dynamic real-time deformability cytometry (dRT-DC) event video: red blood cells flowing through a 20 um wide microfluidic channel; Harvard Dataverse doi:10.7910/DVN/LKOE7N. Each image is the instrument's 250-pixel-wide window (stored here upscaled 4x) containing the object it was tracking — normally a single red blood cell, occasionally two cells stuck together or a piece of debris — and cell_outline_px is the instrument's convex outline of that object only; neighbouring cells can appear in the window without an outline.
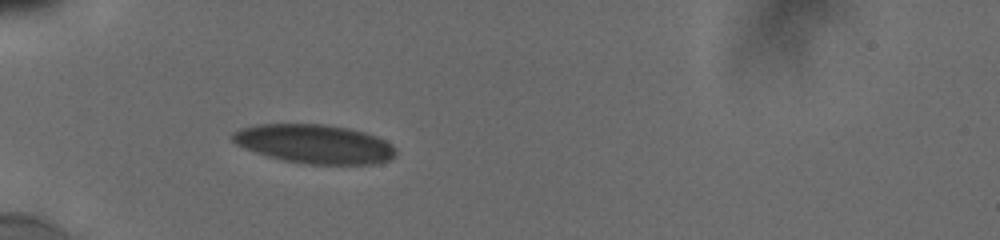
{"species": "human", "species_latin": "Homo sapiens", "temperature_condition": "cold", "stored_images_in_passage": 25, "camera_frame_rate_fps": 3000, "um_per_image_px": 0.085, "donor": {"sex": "male"}, "frame": {"image": 1, "passage_image": 1, "time_ms": 0.0, "image_size_px": [1000, 240], "cell_outline_px": [[396, 156], [388, 160], [372, 164], [312, 164], [284, 160], [268, 156], [244, 148], [236, 144], [232, 140], [232, 132], [240, 128], [260, 124], [324, 124], [348, 128], [364, 132], [376, 136], [392, 144], [396, 148]], "centroid_in_image_um": [26.74, 12.23], "position_along_channel_um": 58.3, "area_um2": 36.93}}
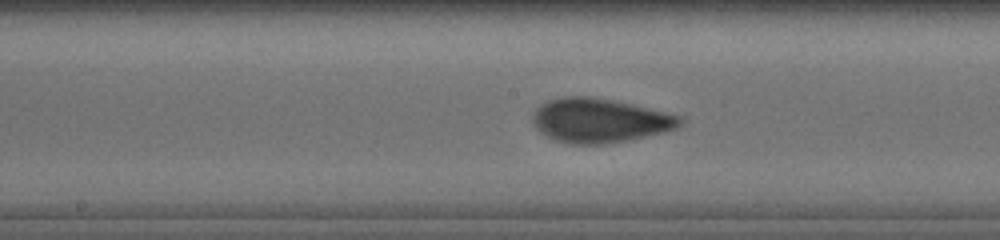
{"frame": {"image": 2, "passage_image": 9, "time_ms": 4.0, "image_size_px": [1000, 240], "cell_outline_px": [[684, 124], [676, 128], [664, 132], [628, 140], [608, 144], [568, 144], [556, 140], [540, 132], [536, 128], [532, 120], [532, 116], [536, 108], [540, 104], [548, 100], [564, 96], [592, 96], [612, 100], [684, 116]], "centroid_in_image_um": [50.98, 10.24], "position_along_channel_um": 197.2, "area_um2": 38.15}}
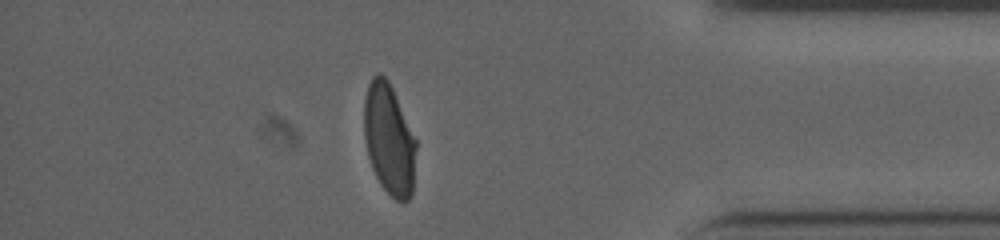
{"frame": {"image": 3, "passage_image": 20, "time_ms": 10.0, "image_size_px": [1000, 240], "cell_outline_px": [[416, 148], [412, 196], [408, 200], [396, 200], [380, 184], [372, 168], [368, 156], [364, 136], [364, 100], [368, 84], [372, 76], [376, 72], [380, 72], [388, 80], [392, 88], [416, 140]], "centroid_in_image_um": [33.06, 11.82], "position_along_channel_um": 402.1, "area_um2": 33.52}, "authors_computed_cell_mechanics": {"area_um2": 35.7204, "velocity_mm_per_s": 3.8248, "shape_relaxation_time_tau1_ms": 4.6907, "shape_relaxation_time_tau2_ms": 0.6294, "deformation_change_tau1": 0.124, "deformation_change_tau2": 0.0299}}